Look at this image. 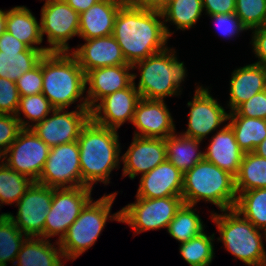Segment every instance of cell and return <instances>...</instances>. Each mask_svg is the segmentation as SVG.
Listing matches in <instances>:
<instances>
[{"label":"cell","instance_id":"cell-1","mask_svg":"<svg viewBox=\"0 0 266 266\" xmlns=\"http://www.w3.org/2000/svg\"><path fill=\"white\" fill-rule=\"evenodd\" d=\"M112 36L130 65L165 50L169 39L160 11L147 10L129 1L117 13Z\"/></svg>","mask_w":266,"mask_h":266},{"label":"cell","instance_id":"cell-2","mask_svg":"<svg viewBox=\"0 0 266 266\" xmlns=\"http://www.w3.org/2000/svg\"><path fill=\"white\" fill-rule=\"evenodd\" d=\"M118 130L101 126L92 119L83 127L78 138L82 186L94 188L110 183V174L119 169L121 147Z\"/></svg>","mask_w":266,"mask_h":266},{"label":"cell","instance_id":"cell-3","mask_svg":"<svg viewBox=\"0 0 266 266\" xmlns=\"http://www.w3.org/2000/svg\"><path fill=\"white\" fill-rule=\"evenodd\" d=\"M42 94L55 109H67L76 103L77 109H89L85 72L71 52H49L42 57ZM81 101V102H80Z\"/></svg>","mask_w":266,"mask_h":266},{"label":"cell","instance_id":"cell-4","mask_svg":"<svg viewBox=\"0 0 266 266\" xmlns=\"http://www.w3.org/2000/svg\"><path fill=\"white\" fill-rule=\"evenodd\" d=\"M176 54L174 48L167 47L132 65L133 70L140 72L138 84L135 83L137 74L133 72V84L141 98L165 100L166 97L182 93L180 86L187 77V70Z\"/></svg>","mask_w":266,"mask_h":266},{"label":"cell","instance_id":"cell-5","mask_svg":"<svg viewBox=\"0 0 266 266\" xmlns=\"http://www.w3.org/2000/svg\"><path fill=\"white\" fill-rule=\"evenodd\" d=\"M181 197L184 204L195 207L202 200L212 203L220 211L232 209L237 201L235 177L203 159L183 173Z\"/></svg>","mask_w":266,"mask_h":266},{"label":"cell","instance_id":"cell-6","mask_svg":"<svg viewBox=\"0 0 266 266\" xmlns=\"http://www.w3.org/2000/svg\"><path fill=\"white\" fill-rule=\"evenodd\" d=\"M221 212H211V220L217 226L220 233L217 240L223 243L224 249L248 266L266 264L263 244V238L266 241V232L257 229L234 208Z\"/></svg>","mask_w":266,"mask_h":266},{"label":"cell","instance_id":"cell-7","mask_svg":"<svg viewBox=\"0 0 266 266\" xmlns=\"http://www.w3.org/2000/svg\"><path fill=\"white\" fill-rule=\"evenodd\" d=\"M117 194H104L95 201L92 198L85 205L78 218L58 241L65 261H74L95 245L109 218L110 221L120 222V211L111 215L112 204Z\"/></svg>","mask_w":266,"mask_h":266},{"label":"cell","instance_id":"cell-8","mask_svg":"<svg viewBox=\"0 0 266 266\" xmlns=\"http://www.w3.org/2000/svg\"><path fill=\"white\" fill-rule=\"evenodd\" d=\"M182 204L181 196L154 199L136 197V202L120 210V223L130 226L134 235L150 230L167 229Z\"/></svg>","mask_w":266,"mask_h":266},{"label":"cell","instance_id":"cell-9","mask_svg":"<svg viewBox=\"0 0 266 266\" xmlns=\"http://www.w3.org/2000/svg\"><path fill=\"white\" fill-rule=\"evenodd\" d=\"M92 188H53L52 204L44 224V239L56 235L60 241L70 225L78 218L82 209L92 199Z\"/></svg>","mask_w":266,"mask_h":266},{"label":"cell","instance_id":"cell-10","mask_svg":"<svg viewBox=\"0 0 266 266\" xmlns=\"http://www.w3.org/2000/svg\"><path fill=\"white\" fill-rule=\"evenodd\" d=\"M41 36L47 35L50 52H70L68 40L79 36V13L65 0L45 2L41 8Z\"/></svg>","mask_w":266,"mask_h":266},{"label":"cell","instance_id":"cell-11","mask_svg":"<svg viewBox=\"0 0 266 266\" xmlns=\"http://www.w3.org/2000/svg\"><path fill=\"white\" fill-rule=\"evenodd\" d=\"M50 147L31 128H23L3 155V162L12 170L36 182L48 158Z\"/></svg>","mask_w":266,"mask_h":266},{"label":"cell","instance_id":"cell-12","mask_svg":"<svg viewBox=\"0 0 266 266\" xmlns=\"http://www.w3.org/2000/svg\"><path fill=\"white\" fill-rule=\"evenodd\" d=\"M36 182L53 188L82 186L78 141L51 147L42 173Z\"/></svg>","mask_w":266,"mask_h":266},{"label":"cell","instance_id":"cell-13","mask_svg":"<svg viewBox=\"0 0 266 266\" xmlns=\"http://www.w3.org/2000/svg\"><path fill=\"white\" fill-rule=\"evenodd\" d=\"M53 187L33 182L16 203V216L7 214L15 226L27 237L44 238V224L52 204Z\"/></svg>","mask_w":266,"mask_h":266},{"label":"cell","instance_id":"cell-14","mask_svg":"<svg viewBox=\"0 0 266 266\" xmlns=\"http://www.w3.org/2000/svg\"><path fill=\"white\" fill-rule=\"evenodd\" d=\"M91 119V110L54 109L52 115L36 123L31 129L50 148L78 140L83 127Z\"/></svg>","mask_w":266,"mask_h":266},{"label":"cell","instance_id":"cell-15","mask_svg":"<svg viewBox=\"0 0 266 266\" xmlns=\"http://www.w3.org/2000/svg\"><path fill=\"white\" fill-rule=\"evenodd\" d=\"M196 87L193 100L187 103L190 107L188 127L181 134L203 141L210 133L218 131L217 128L222 123L228 121L229 113L211 96L207 87Z\"/></svg>","mask_w":266,"mask_h":266},{"label":"cell","instance_id":"cell-16","mask_svg":"<svg viewBox=\"0 0 266 266\" xmlns=\"http://www.w3.org/2000/svg\"><path fill=\"white\" fill-rule=\"evenodd\" d=\"M140 98L132 82L127 88L102 98L91 109V119L101 126L118 130L127 121L132 123Z\"/></svg>","mask_w":266,"mask_h":266},{"label":"cell","instance_id":"cell-17","mask_svg":"<svg viewBox=\"0 0 266 266\" xmlns=\"http://www.w3.org/2000/svg\"><path fill=\"white\" fill-rule=\"evenodd\" d=\"M166 159L165 139L134 135L131 145L121 156L122 177L128 175L133 180L140 173L141 175L148 173Z\"/></svg>","mask_w":266,"mask_h":266},{"label":"cell","instance_id":"cell-18","mask_svg":"<svg viewBox=\"0 0 266 266\" xmlns=\"http://www.w3.org/2000/svg\"><path fill=\"white\" fill-rule=\"evenodd\" d=\"M171 115L165 100L140 98L132 121L137 130L134 135L166 139L176 132Z\"/></svg>","mask_w":266,"mask_h":266},{"label":"cell","instance_id":"cell-19","mask_svg":"<svg viewBox=\"0 0 266 266\" xmlns=\"http://www.w3.org/2000/svg\"><path fill=\"white\" fill-rule=\"evenodd\" d=\"M84 40L85 44L78 45L71 53L76 57L85 74L92 69L130 65L126 62L120 45L112 35Z\"/></svg>","mask_w":266,"mask_h":266},{"label":"cell","instance_id":"cell-20","mask_svg":"<svg viewBox=\"0 0 266 266\" xmlns=\"http://www.w3.org/2000/svg\"><path fill=\"white\" fill-rule=\"evenodd\" d=\"M132 65L107 66L85 74L88 108L91 110L102 98L127 88L133 82ZM131 72V73H130Z\"/></svg>","mask_w":266,"mask_h":266},{"label":"cell","instance_id":"cell-21","mask_svg":"<svg viewBox=\"0 0 266 266\" xmlns=\"http://www.w3.org/2000/svg\"><path fill=\"white\" fill-rule=\"evenodd\" d=\"M139 183L135 197L154 199L181 196L183 172L166 159L148 173L141 175Z\"/></svg>","mask_w":266,"mask_h":266},{"label":"cell","instance_id":"cell-22","mask_svg":"<svg viewBox=\"0 0 266 266\" xmlns=\"http://www.w3.org/2000/svg\"><path fill=\"white\" fill-rule=\"evenodd\" d=\"M128 0H100L79 14V37L94 39L112 35L119 9Z\"/></svg>","mask_w":266,"mask_h":266},{"label":"cell","instance_id":"cell-23","mask_svg":"<svg viewBox=\"0 0 266 266\" xmlns=\"http://www.w3.org/2000/svg\"><path fill=\"white\" fill-rule=\"evenodd\" d=\"M210 141L204 152V159L235 177L244 152L240 149L232 128L228 124L222 126Z\"/></svg>","mask_w":266,"mask_h":266},{"label":"cell","instance_id":"cell-24","mask_svg":"<svg viewBox=\"0 0 266 266\" xmlns=\"http://www.w3.org/2000/svg\"><path fill=\"white\" fill-rule=\"evenodd\" d=\"M230 112L255 94L266 90V67L258 63L248 64L233 70L230 79Z\"/></svg>","mask_w":266,"mask_h":266},{"label":"cell","instance_id":"cell-25","mask_svg":"<svg viewBox=\"0 0 266 266\" xmlns=\"http://www.w3.org/2000/svg\"><path fill=\"white\" fill-rule=\"evenodd\" d=\"M55 241L54 245L50 243V239L27 237L21 245L14 266H64L62 250L59 242Z\"/></svg>","mask_w":266,"mask_h":266},{"label":"cell","instance_id":"cell-26","mask_svg":"<svg viewBox=\"0 0 266 266\" xmlns=\"http://www.w3.org/2000/svg\"><path fill=\"white\" fill-rule=\"evenodd\" d=\"M6 31L31 49L48 50L41 45L44 39L41 36L40 22L26 6H15L6 10Z\"/></svg>","mask_w":266,"mask_h":266},{"label":"cell","instance_id":"cell-27","mask_svg":"<svg viewBox=\"0 0 266 266\" xmlns=\"http://www.w3.org/2000/svg\"><path fill=\"white\" fill-rule=\"evenodd\" d=\"M202 141L176 132L165 139L167 160L181 172H186L204 159L200 149Z\"/></svg>","mask_w":266,"mask_h":266},{"label":"cell","instance_id":"cell-28","mask_svg":"<svg viewBox=\"0 0 266 266\" xmlns=\"http://www.w3.org/2000/svg\"><path fill=\"white\" fill-rule=\"evenodd\" d=\"M161 13L166 34L170 38L174 31L170 32L167 22L173 23L177 30L193 28L203 13L202 0H170Z\"/></svg>","mask_w":266,"mask_h":266},{"label":"cell","instance_id":"cell-29","mask_svg":"<svg viewBox=\"0 0 266 266\" xmlns=\"http://www.w3.org/2000/svg\"><path fill=\"white\" fill-rule=\"evenodd\" d=\"M228 125L232 128L235 139L244 153L254 152L266 138V120L244 116H228Z\"/></svg>","mask_w":266,"mask_h":266},{"label":"cell","instance_id":"cell-30","mask_svg":"<svg viewBox=\"0 0 266 266\" xmlns=\"http://www.w3.org/2000/svg\"><path fill=\"white\" fill-rule=\"evenodd\" d=\"M50 51H0V77L16 82Z\"/></svg>","mask_w":266,"mask_h":266},{"label":"cell","instance_id":"cell-31","mask_svg":"<svg viewBox=\"0 0 266 266\" xmlns=\"http://www.w3.org/2000/svg\"><path fill=\"white\" fill-rule=\"evenodd\" d=\"M236 192L266 188V158L254 152L244 153L238 174L235 176Z\"/></svg>","mask_w":266,"mask_h":266},{"label":"cell","instance_id":"cell-32","mask_svg":"<svg viewBox=\"0 0 266 266\" xmlns=\"http://www.w3.org/2000/svg\"><path fill=\"white\" fill-rule=\"evenodd\" d=\"M234 209L257 229L266 232V188L237 192Z\"/></svg>","mask_w":266,"mask_h":266},{"label":"cell","instance_id":"cell-33","mask_svg":"<svg viewBox=\"0 0 266 266\" xmlns=\"http://www.w3.org/2000/svg\"><path fill=\"white\" fill-rule=\"evenodd\" d=\"M196 211L194 205L183 203L169 223L167 232L179 243L189 241L204 232L205 225Z\"/></svg>","mask_w":266,"mask_h":266},{"label":"cell","instance_id":"cell-34","mask_svg":"<svg viewBox=\"0 0 266 266\" xmlns=\"http://www.w3.org/2000/svg\"><path fill=\"white\" fill-rule=\"evenodd\" d=\"M215 233L207 235L206 232L181 243L179 252L181 257L190 266H209L215 257L214 243Z\"/></svg>","mask_w":266,"mask_h":266},{"label":"cell","instance_id":"cell-35","mask_svg":"<svg viewBox=\"0 0 266 266\" xmlns=\"http://www.w3.org/2000/svg\"><path fill=\"white\" fill-rule=\"evenodd\" d=\"M33 182L29 177L12 170L2 162L0 164V207L1 204L3 206V204L17 203Z\"/></svg>","mask_w":266,"mask_h":266},{"label":"cell","instance_id":"cell-36","mask_svg":"<svg viewBox=\"0 0 266 266\" xmlns=\"http://www.w3.org/2000/svg\"><path fill=\"white\" fill-rule=\"evenodd\" d=\"M27 236L23 234L8 217L7 214L0 216V265L7 266L11 261H16L21 245Z\"/></svg>","mask_w":266,"mask_h":266},{"label":"cell","instance_id":"cell-37","mask_svg":"<svg viewBox=\"0 0 266 266\" xmlns=\"http://www.w3.org/2000/svg\"><path fill=\"white\" fill-rule=\"evenodd\" d=\"M55 108L50 101L41 93L28 96H20L19 106L15 116L22 128H31L36 123L43 121ZM21 113L24 118H21ZM28 119V120H26ZM30 122L32 123L30 125Z\"/></svg>","mask_w":266,"mask_h":266},{"label":"cell","instance_id":"cell-38","mask_svg":"<svg viewBox=\"0 0 266 266\" xmlns=\"http://www.w3.org/2000/svg\"><path fill=\"white\" fill-rule=\"evenodd\" d=\"M235 14L247 30L266 25V0H235Z\"/></svg>","mask_w":266,"mask_h":266},{"label":"cell","instance_id":"cell-39","mask_svg":"<svg viewBox=\"0 0 266 266\" xmlns=\"http://www.w3.org/2000/svg\"><path fill=\"white\" fill-rule=\"evenodd\" d=\"M42 58L40 63L32 70L25 72L16 81L20 96L41 94L43 89Z\"/></svg>","mask_w":266,"mask_h":266},{"label":"cell","instance_id":"cell-40","mask_svg":"<svg viewBox=\"0 0 266 266\" xmlns=\"http://www.w3.org/2000/svg\"><path fill=\"white\" fill-rule=\"evenodd\" d=\"M19 100L16 82L0 77V114L15 115Z\"/></svg>","mask_w":266,"mask_h":266},{"label":"cell","instance_id":"cell-41","mask_svg":"<svg viewBox=\"0 0 266 266\" xmlns=\"http://www.w3.org/2000/svg\"><path fill=\"white\" fill-rule=\"evenodd\" d=\"M228 116H244L266 120V90L255 94L240 104L233 112H229Z\"/></svg>","mask_w":266,"mask_h":266},{"label":"cell","instance_id":"cell-42","mask_svg":"<svg viewBox=\"0 0 266 266\" xmlns=\"http://www.w3.org/2000/svg\"><path fill=\"white\" fill-rule=\"evenodd\" d=\"M22 129L15 115L0 114V153L2 155L15 141Z\"/></svg>","mask_w":266,"mask_h":266},{"label":"cell","instance_id":"cell-43","mask_svg":"<svg viewBox=\"0 0 266 266\" xmlns=\"http://www.w3.org/2000/svg\"><path fill=\"white\" fill-rule=\"evenodd\" d=\"M209 17L214 20L217 32L225 39L237 37L242 31H247L235 13L216 14Z\"/></svg>","mask_w":266,"mask_h":266},{"label":"cell","instance_id":"cell-44","mask_svg":"<svg viewBox=\"0 0 266 266\" xmlns=\"http://www.w3.org/2000/svg\"><path fill=\"white\" fill-rule=\"evenodd\" d=\"M252 39L250 44L252 45V51L258 58L257 62L266 67V25L252 30Z\"/></svg>","mask_w":266,"mask_h":266},{"label":"cell","instance_id":"cell-45","mask_svg":"<svg viewBox=\"0 0 266 266\" xmlns=\"http://www.w3.org/2000/svg\"><path fill=\"white\" fill-rule=\"evenodd\" d=\"M205 15L235 13V0H202Z\"/></svg>","mask_w":266,"mask_h":266},{"label":"cell","instance_id":"cell-46","mask_svg":"<svg viewBox=\"0 0 266 266\" xmlns=\"http://www.w3.org/2000/svg\"><path fill=\"white\" fill-rule=\"evenodd\" d=\"M0 51H49L31 49L12 34L5 31L0 37Z\"/></svg>","mask_w":266,"mask_h":266},{"label":"cell","instance_id":"cell-47","mask_svg":"<svg viewBox=\"0 0 266 266\" xmlns=\"http://www.w3.org/2000/svg\"><path fill=\"white\" fill-rule=\"evenodd\" d=\"M135 6L147 9L162 11L170 2V0H128Z\"/></svg>","mask_w":266,"mask_h":266},{"label":"cell","instance_id":"cell-48","mask_svg":"<svg viewBox=\"0 0 266 266\" xmlns=\"http://www.w3.org/2000/svg\"><path fill=\"white\" fill-rule=\"evenodd\" d=\"M100 0H65L77 13L81 14Z\"/></svg>","mask_w":266,"mask_h":266},{"label":"cell","instance_id":"cell-49","mask_svg":"<svg viewBox=\"0 0 266 266\" xmlns=\"http://www.w3.org/2000/svg\"><path fill=\"white\" fill-rule=\"evenodd\" d=\"M254 153L260 157L266 158V138L255 148Z\"/></svg>","mask_w":266,"mask_h":266},{"label":"cell","instance_id":"cell-50","mask_svg":"<svg viewBox=\"0 0 266 266\" xmlns=\"http://www.w3.org/2000/svg\"><path fill=\"white\" fill-rule=\"evenodd\" d=\"M6 31V11L0 9V37Z\"/></svg>","mask_w":266,"mask_h":266},{"label":"cell","instance_id":"cell-51","mask_svg":"<svg viewBox=\"0 0 266 266\" xmlns=\"http://www.w3.org/2000/svg\"><path fill=\"white\" fill-rule=\"evenodd\" d=\"M0 164L3 162V155L0 153Z\"/></svg>","mask_w":266,"mask_h":266},{"label":"cell","instance_id":"cell-52","mask_svg":"<svg viewBox=\"0 0 266 266\" xmlns=\"http://www.w3.org/2000/svg\"><path fill=\"white\" fill-rule=\"evenodd\" d=\"M48 1H58V0H45V2H48Z\"/></svg>","mask_w":266,"mask_h":266}]
</instances>
